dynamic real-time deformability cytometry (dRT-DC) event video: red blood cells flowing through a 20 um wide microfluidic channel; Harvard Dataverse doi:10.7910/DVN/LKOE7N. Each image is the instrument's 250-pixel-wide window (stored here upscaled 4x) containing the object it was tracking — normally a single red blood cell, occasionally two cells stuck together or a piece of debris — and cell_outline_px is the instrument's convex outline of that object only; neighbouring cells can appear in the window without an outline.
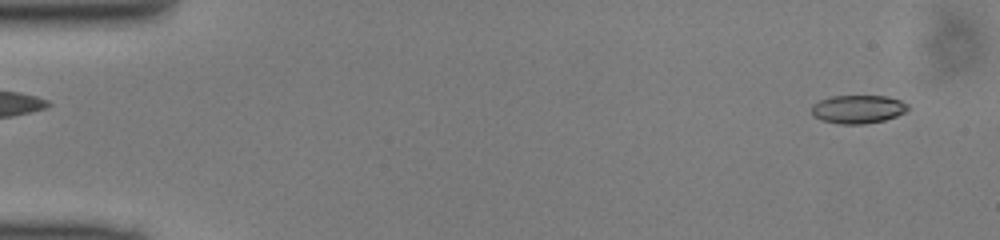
{"species": "common noctule bat (a hibernating species)", "species_latin": "Nyctalus noctula", "temperature_condition": "cold", "stored_images_in_passage": 47, "camera_frame_rate_fps": 3000, "um_per_image_px": 0.085, "animal": {"sex": "male", "body_mass_g": 13.0, "forearm_length_mm": 53.1}, "frame": {"image": 1, "passage_image": 1, "time_ms": 0.0, "image_size_px": [1000, 240], "cell_outline_px": [[908, 108], [904, 112], [896, 116], [884, 120], [864, 124], [840, 124], [820, 120], [812, 116], [812, 104], [820, 100], [832, 96], [888, 96], [900, 100], [908, 104]], "centroid_in_image_um": [72.9, 9.28], "position_along_channel_um": 12.1, "area_um2": 15.95}}
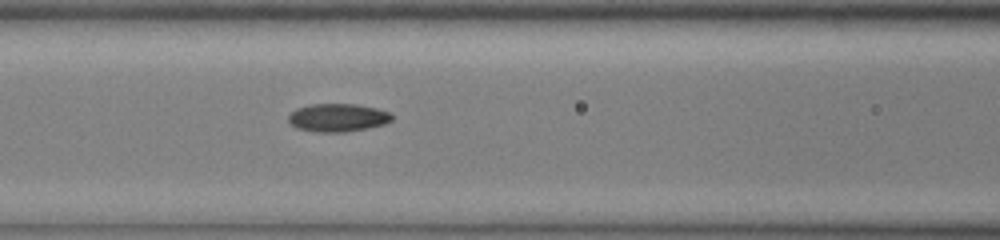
{"frame": {"image": 2, "passage_image": 19, "time_ms": 6.0, "image_size_px": [1000, 240], "cell_outline_px": [[392, 120], [384, 124], [344, 132], [316, 132], [296, 128], [288, 120], [288, 116], [296, 108], [312, 104], [356, 104], [376, 108], [388, 112], [392, 116]], "centroid_in_image_um": [28.68, 9.99], "position_along_channel_um": 137.9, "area_um2": 16.76}}
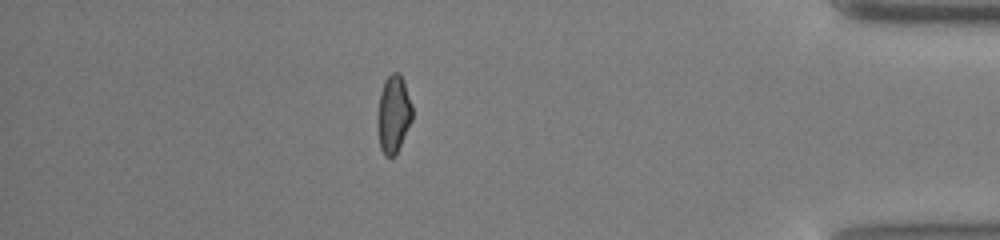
{"frame": {"image": 3, "passage_image": 41, "time_ms": 13.333, "image_size_px": [1000, 240], "cell_outline_px": [[412, 120], [396, 152], [392, 156], [384, 156], [380, 148], [376, 124], [376, 116], [380, 92], [384, 80], [392, 72], [400, 72], [404, 80], [412, 104]], "centroid_in_image_um": [33.42, 9.65], "position_along_channel_um": 401.8, "area_um2": 15.95}}